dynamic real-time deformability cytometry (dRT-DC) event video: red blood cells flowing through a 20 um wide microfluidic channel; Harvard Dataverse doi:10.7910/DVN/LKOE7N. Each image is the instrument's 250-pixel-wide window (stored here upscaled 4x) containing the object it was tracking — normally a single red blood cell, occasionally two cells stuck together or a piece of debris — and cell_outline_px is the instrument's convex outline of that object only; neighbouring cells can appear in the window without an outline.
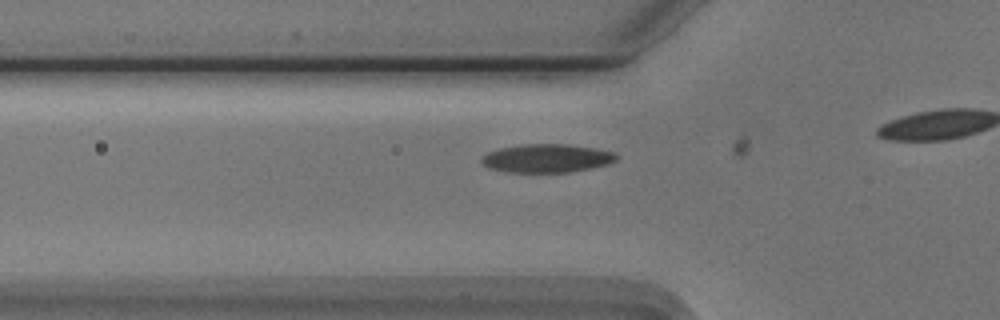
{"species": "Egyptian fruit bat (a non-hibernating species)", "species_latin": "Rousettus aegyptiacus", "temperature_condition": "cold", "stored_images_in_passage": 4, "camera_frame_rate_fps": 3000, "um_per_image_px": 0.085, "animal": {"sex": "male"}, "frame": {"image": 1, "passage_image": 3, "time_ms": 0.667, "image_size_px": [1000, 320], "cell_outline_px": [[616, 160], [608, 164], [568, 172], [508, 172], [488, 168], [480, 160], [480, 156], [488, 152], [500, 148], [524, 144], [568, 144], [596, 148], [616, 152]], "centroid_in_image_um": [46.45, 13.44], "position_along_channel_um": 79.3, "area_um2": 22.31}}